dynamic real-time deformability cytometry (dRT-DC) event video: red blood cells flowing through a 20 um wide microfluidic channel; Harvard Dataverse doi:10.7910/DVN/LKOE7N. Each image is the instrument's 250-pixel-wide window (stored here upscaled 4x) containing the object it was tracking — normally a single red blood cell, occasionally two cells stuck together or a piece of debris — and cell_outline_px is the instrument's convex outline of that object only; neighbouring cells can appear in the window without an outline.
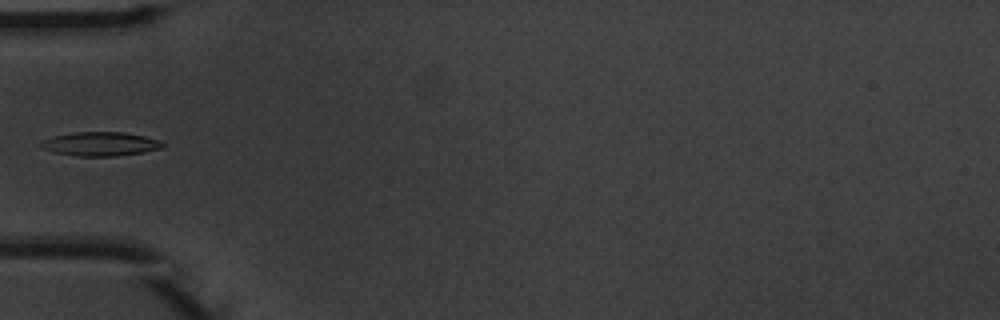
{"species": "common noctule bat (a hibernating species)", "species_latin": "Nyctalus noctula", "temperature_condition": "warm", "stored_images_in_passage": 6, "camera_frame_rate_fps": 3000, "um_per_image_px": 0.085, "animal": {"sex": "male", "body_mass_g": 20.1, "forearm_length_mm": 53.5}, "frame": {"image": 1, "passage_image": 6, "time_ms": 5.667, "image_size_px": [1000, 320], "cell_outline_px": [[164, 144], [160, 148], [144, 152], [116, 156], [76, 156], [56, 152], [40, 148], [36, 144], [52, 136], [76, 132], [124, 132], [144, 136], [160, 140]], "centroid_in_image_um": [8.49, 12.23], "position_along_channel_um": 76.5, "area_um2": 16.99}}